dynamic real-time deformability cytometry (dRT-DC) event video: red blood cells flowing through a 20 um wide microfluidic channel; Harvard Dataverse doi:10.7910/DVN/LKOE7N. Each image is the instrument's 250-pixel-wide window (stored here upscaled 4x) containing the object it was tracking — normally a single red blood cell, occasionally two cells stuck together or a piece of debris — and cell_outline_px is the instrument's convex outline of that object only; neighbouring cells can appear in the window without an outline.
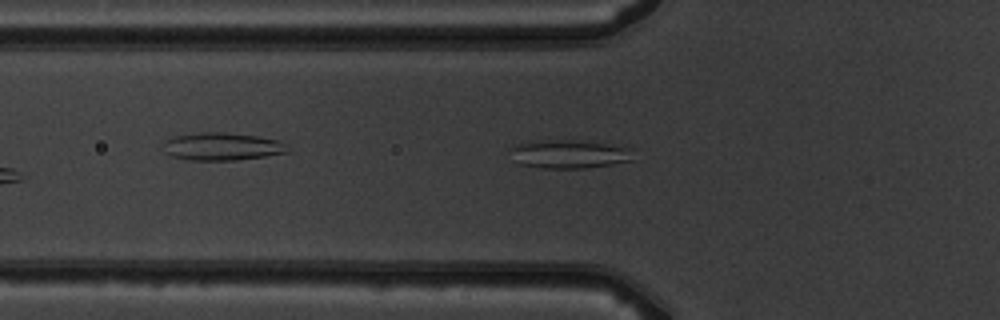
{"species": "common noctule bat (a hibernating species)", "species_latin": "Nyctalus noctula", "temperature_condition": "warm", "stored_images_in_passage": 5, "camera_frame_rate_fps": 3000, "um_per_image_px": 0.085, "animal": {"sex": "male", "body_mass_g": 19.5, "forearm_length_mm": 54.6}, "frame": {"image": 1, "passage_image": 5, "time_ms": 5.667, "image_size_px": [1000, 320], "cell_outline_px": [[632, 160], [612, 164], [588, 168], [540, 168], [520, 164], [512, 148], [516, 144], [524, 140], [568, 140], [628, 144], [632, 148]], "centroid_in_image_um": [48.51, 13.06], "position_along_channel_um": 77.3, "area_um2": 20.75}}